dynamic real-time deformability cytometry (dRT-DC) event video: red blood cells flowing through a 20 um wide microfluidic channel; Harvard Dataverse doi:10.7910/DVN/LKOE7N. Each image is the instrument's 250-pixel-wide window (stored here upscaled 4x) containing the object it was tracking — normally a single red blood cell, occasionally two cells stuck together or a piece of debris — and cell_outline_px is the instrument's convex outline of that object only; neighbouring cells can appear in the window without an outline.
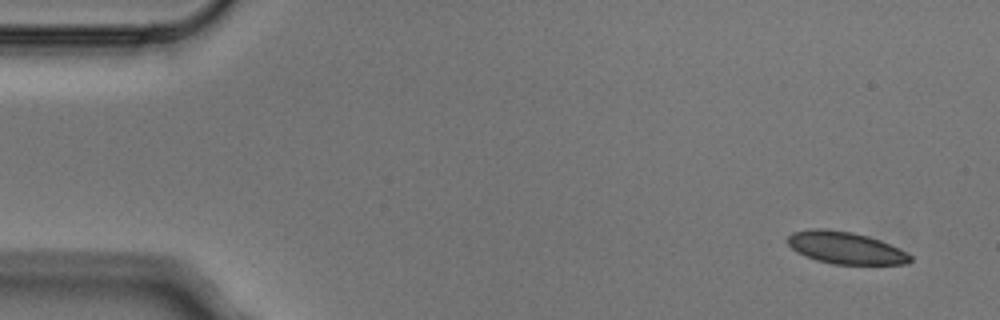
{"species": "Egyptian fruit bat (a non-hibernating species)", "species_latin": "Rousettus aegyptiacus", "temperature_condition": "cold", "stored_images_in_passage": 4, "camera_frame_rate_fps": 3000, "um_per_image_px": 0.085, "animal": {"sex": "male"}, "frame": {"image": 1, "passage_image": 1, "time_ms": 0.0, "image_size_px": [1000, 320], "cell_outline_px": [[912, 260], [908, 264], [832, 264], [816, 260], [796, 252], [788, 244], [788, 236], [792, 232], [812, 228], [824, 228], [852, 232], [868, 236], [880, 240], [912, 256]], "centroid_in_image_um": [71.83, 21.06], "position_along_channel_um": 13.2, "area_um2": 22.83}}
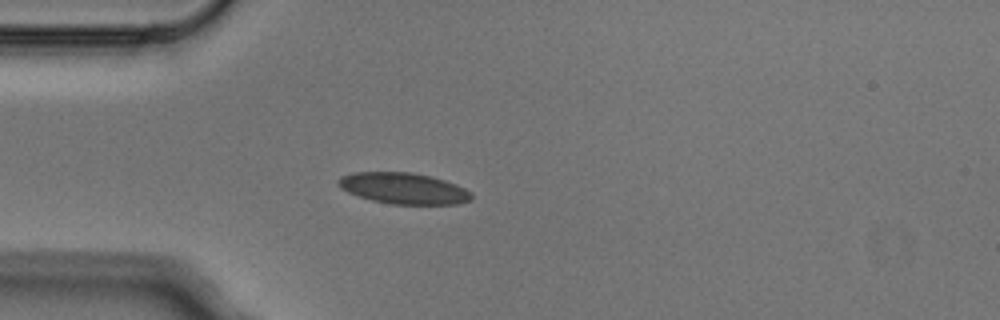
{"frame": {"image": 2, "passage_image": 4, "time_ms": 1.0, "image_size_px": [1000, 320], "cell_outline_px": [[472, 200], [456, 204], [392, 204], [372, 200], [348, 192], [340, 188], [336, 184], [336, 180], [340, 176], [352, 172], [412, 172], [432, 176], [456, 184], [472, 192]], "centroid_in_image_um": [34.29, 16.0], "position_along_channel_um": 50.7, "area_um2": 24.33}}